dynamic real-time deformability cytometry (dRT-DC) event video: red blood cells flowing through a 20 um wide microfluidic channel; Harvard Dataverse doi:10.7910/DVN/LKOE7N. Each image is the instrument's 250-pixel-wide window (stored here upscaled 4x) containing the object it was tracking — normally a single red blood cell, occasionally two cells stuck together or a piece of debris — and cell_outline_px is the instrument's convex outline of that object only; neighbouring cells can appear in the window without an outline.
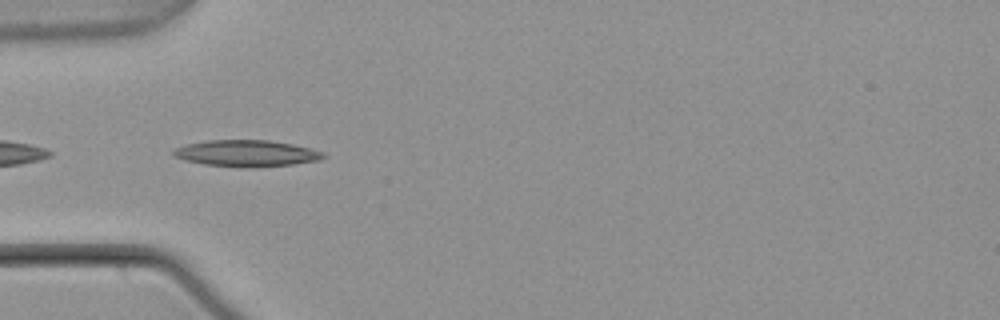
{"species": "common noctule bat (a hibernating species)", "species_latin": "Nyctalus noctula", "temperature_condition": "warm", "stored_images_in_passage": 4, "camera_frame_rate_fps": 3000, "um_per_image_px": 0.085, "animal": {"sex": "male", "body_mass_g": 21.5, "forearm_length_mm": 52.0}, "frame": {"image": 1, "passage_image": 1, "time_ms": 0.0, "image_size_px": [1000, 320], "cell_outline_px": [[328, 156], [320, 160], [292, 164], [204, 164], [184, 160], [176, 156], [172, 152], [176, 148], [188, 144], [208, 140], [268, 140], [292, 144], [324, 152]], "centroid_in_image_um": [20.98, 12.98], "position_along_channel_um": 64.0, "area_um2": 21.68}}